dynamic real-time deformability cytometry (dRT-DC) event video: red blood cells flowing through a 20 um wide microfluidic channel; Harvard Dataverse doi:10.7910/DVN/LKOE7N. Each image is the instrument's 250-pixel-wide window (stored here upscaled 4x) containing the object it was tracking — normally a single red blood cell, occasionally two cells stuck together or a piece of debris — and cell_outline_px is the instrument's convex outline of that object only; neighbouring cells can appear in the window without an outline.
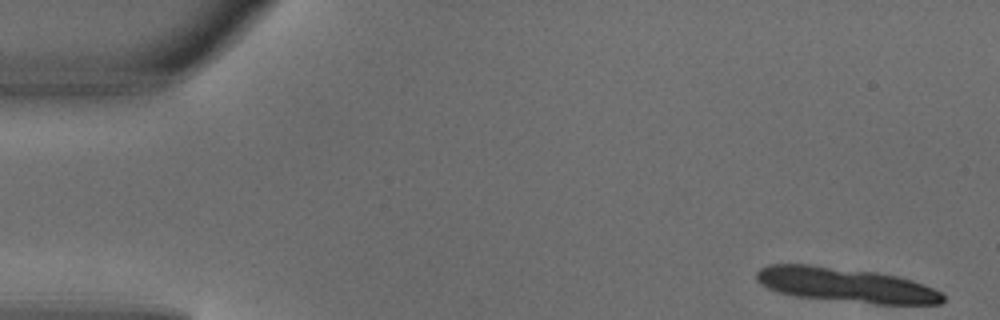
{"species": "common noctule bat (a hibernating species)", "species_latin": "Nyctalus noctula", "temperature_condition": "warm", "stored_images_in_passage": 4, "camera_frame_rate_fps": 3000, "um_per_image_px": 0.085, "animal": {"sex": "male", "body_mass_g": 18.8}, "frame": {"image": 1, "passage_image": 1, "time_ms": 0.0, "image_size_px": [1000, 320], "cell_outline_px": [[944, 300], [940, 304], [876, 304], [796, 296], [780, 292], [768, 288], [760, 284], [756, 280], [756, 272], [760, 268], [768, 264], [808, 264], [876, 272], [896, 276], [912, 280], [924, 284], [940, 292], [944, 296]], "centroid_in_image_um": [71.87, 24.22], "position_along_channel_um": 13.1, "area_um2": 37.4}}
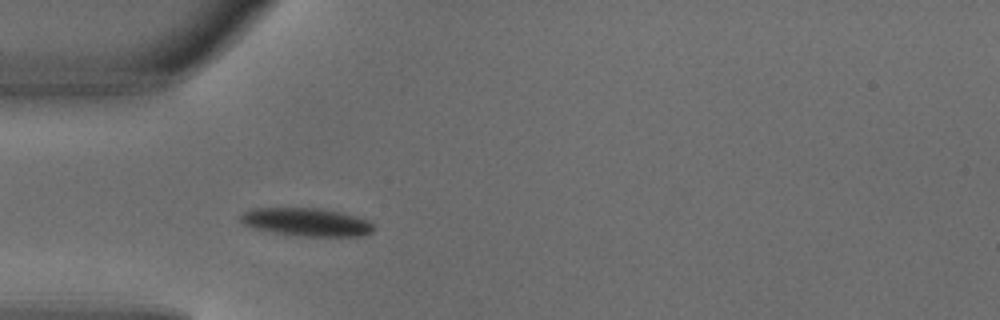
{"frame": {"image": 2, "passage_image": 4, "time_ms": 1.0, "image_size_px": [1000, 320], "cell_outline_px": [[376, 228], [372, 232], [364, 236], [300, 236], [272, 232], [252, 228], [244, 224], [240, 220], [240, 216], [244, 212], [252, 208], [320, 208], [344, 212], [368, 220]], "centroid_in_image_um": [26.08, 18.87], "position_along_channel_um": 58.9, "area_um2": 22.02}}